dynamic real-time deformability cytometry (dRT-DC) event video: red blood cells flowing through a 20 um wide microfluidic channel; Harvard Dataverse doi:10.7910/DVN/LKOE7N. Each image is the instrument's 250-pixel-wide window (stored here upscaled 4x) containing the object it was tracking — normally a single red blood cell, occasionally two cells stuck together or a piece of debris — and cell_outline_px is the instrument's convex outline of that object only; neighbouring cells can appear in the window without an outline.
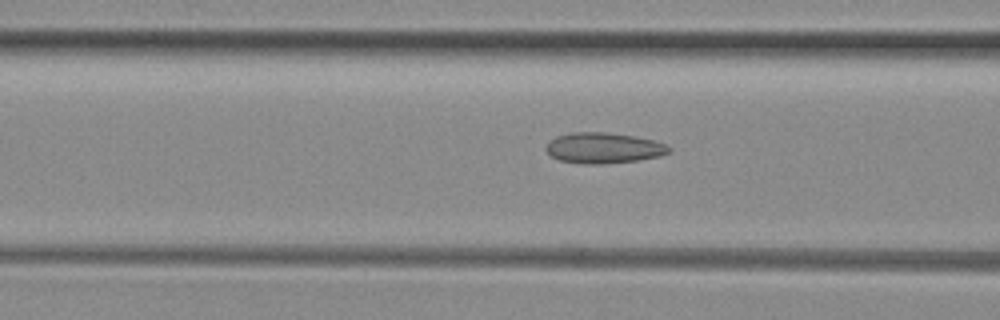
{"species": "common noctule bat (a hibernating species)", "species_latin": "Nyctalus noctula", "temperature_condition": "room temperature", "stored_images_in_passage": 43, "camera_frame_rate_fps": 3000, "um_per_image_px": 0.085, "animal": {"sex": "female", "body_mass_g": 29.2, "forearm_length_mm": 56.3}, "frame": {"image": 1, "passage_image": 15, "time_ms": 4.667, "image_size_px": [1000, 320], "cell_outline_px": [[672, 148], [668, 152], [660, 156], [636, 160], [604, 164], [580, 164], [560, 160], [552, 156], [544, 148], [556, 136], [572, 132], [604, 132], [636, 136], [652, 140], [664, 144]], "centroid_in_image_um": [51.29, 12.58], "position_along_channel_um": 115.3, "area_um2": 21.85}}
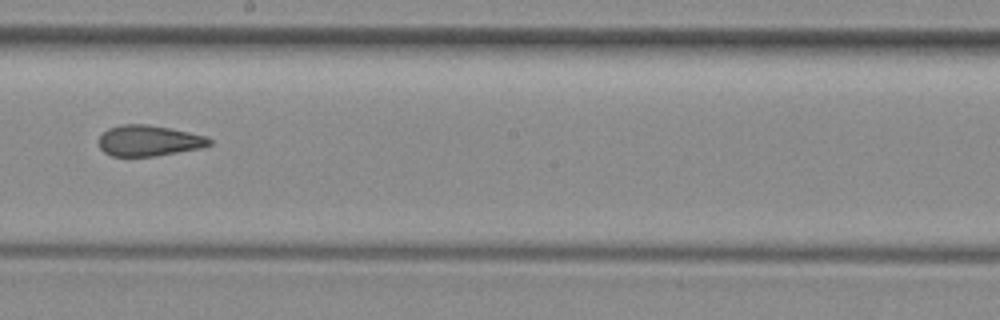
{"frame": {"image": 2, "passage_image": 24, "time_ms": 7.667, "image_size_px": [1000, 320], "cell_outline_px": [[212, 144], [200, 148], [156, 156], [112, 156], [104, 152], [100, 148], [100, 136], [108, 128], [120, 124], [148, 124], [208, 136], [212, 140]], "centroid_in_image_um": [12.66, 11.95], "position_along_channel_um": 235.5, "area_um2": 19.83}}
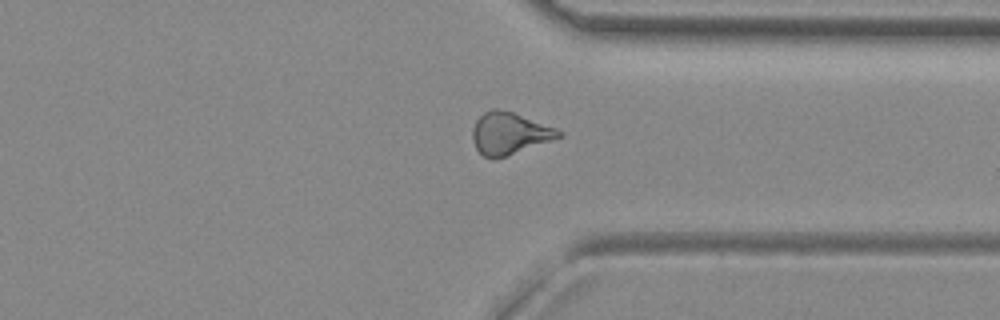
{"frame": {"image": 3, "passage_image": 34, "time_ms": 11.0, "image_size_px": [1000, 320], "cell_outline_px": [[560, 136], [504, 156], [484, 156], [476, 148], [472, 140], [472, 128], [476, 120], [484, 112], [492, 108], [496, 108], [512, 112], [556, 128], [560, 132]], "centroid_in_image_um": [43.22, 11.29], "position_along_channel_um": 368.2, "area_um2": 20.17}}